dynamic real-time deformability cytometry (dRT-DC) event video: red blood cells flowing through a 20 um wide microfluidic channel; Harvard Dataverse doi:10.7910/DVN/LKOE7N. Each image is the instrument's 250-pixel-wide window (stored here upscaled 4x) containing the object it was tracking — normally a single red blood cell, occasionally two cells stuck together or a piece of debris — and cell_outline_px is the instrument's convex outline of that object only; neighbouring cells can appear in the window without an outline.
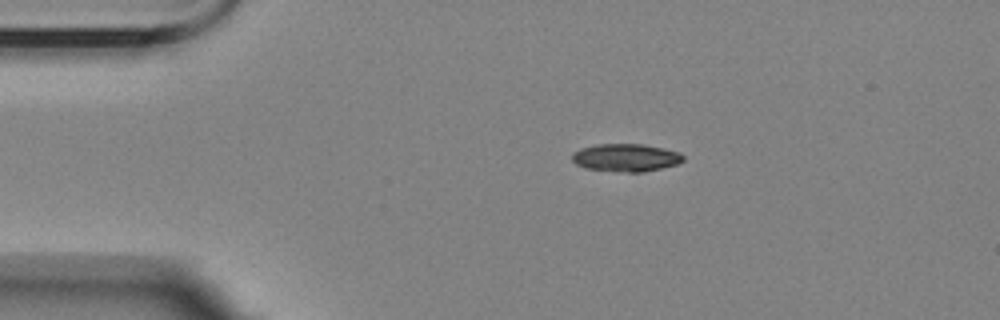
{"species": "Egyptian fruit bat (a non-hibernating species)", "species_latin": "Rousettus aegyptiacus", "temperature_condition": "room temperature", "stored_images_in_passage": 8, "camera_frame_rate_fps": 3000, "um_per_image_px": 0.085, "animal": {"sex": "female"}, "frame": {"image": 1, "passage_image": 2, "time_ms": 2.0, "image_size_px": [1000, 320], "cell_outline_px": [[684, 160], [680, 164], [644, 172], [628, 172], [584, 168], [576, 164], [572, 160], [572, 152], [580, 148], [596, 144], [644, 144], [664, 148], [680, 152], [684, 156]], "centroid_in_image_um": [53.22, 13.39], "position_along_channel_um": 31.8, "area_um2": 18.21}}
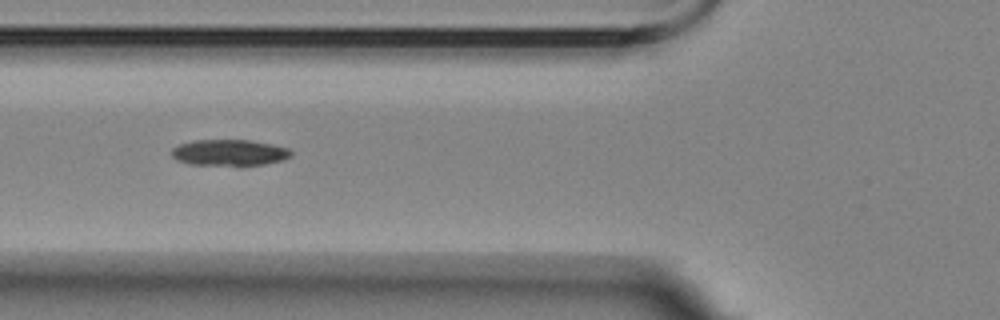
{"frame": {"image": 2, "passage_image": 5, "time_ms": 5.333, "image_size_px": [1000, 320], "cell_outline_px": [[292, 156], [280, 160], [264, 164], [188, 164], [176, 160], [172, 156], [172, 148], [180, 144], [196, 140], [248, 140], [272, 144], [288, 148], [292, 152]], "centroid_in_image_um": [19.48, 12.95], "position_along_channel_um": 106.3, "area_um2": 17.8}}
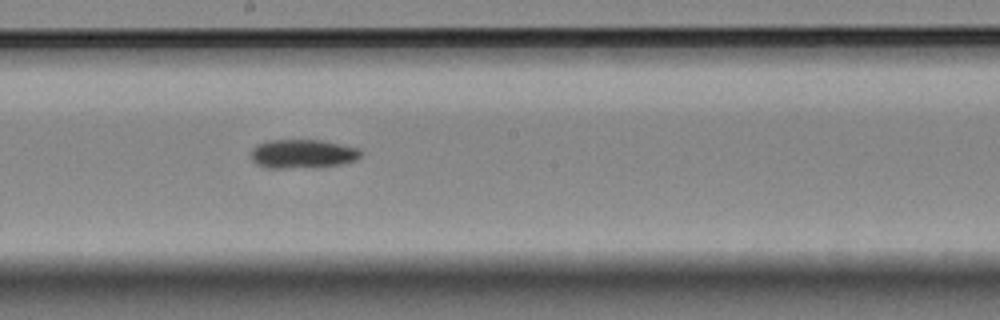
{"frame": {"image": 3, "passage_image": 8, "time_ms": 8.667, "image_size_px": [1000, 320], "cell_outline_px": [[360, 156], [356, 160], [340, 164], [284, 168], [268, 168], [256, 164], [252, 160], [252, 148], [256, 144], [268, 140], [324, 140], [360, 148]], "centroid_in_image_um": [25.7, 13.05], "position_along_channel_um": 222.5, "area_um2": 18.32}}